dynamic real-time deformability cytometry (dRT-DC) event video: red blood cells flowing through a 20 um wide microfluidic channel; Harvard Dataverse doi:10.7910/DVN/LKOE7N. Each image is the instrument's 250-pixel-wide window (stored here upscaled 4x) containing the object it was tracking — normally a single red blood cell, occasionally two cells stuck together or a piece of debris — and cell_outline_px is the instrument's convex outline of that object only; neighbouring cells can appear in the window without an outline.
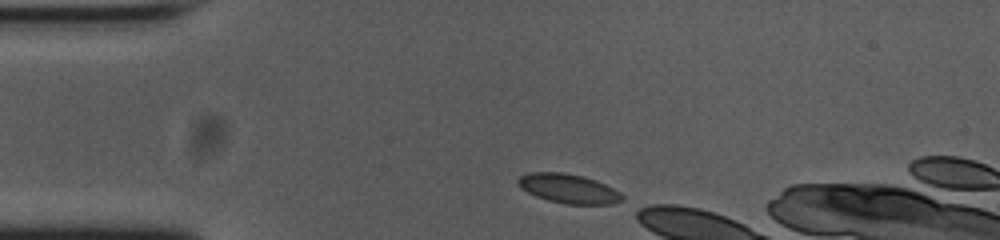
{"species": "common noctule bat (a hibernating species)", "species_latin": "Nyctalus noctula", "temperature_condition": "cold", "stored_images_in_passage": 12, "camera_frame_rate_fps": 3000, "um_per_image_px": 0.085, "animal": {"sex": "female", "body_mass_g": 23.0, "forearm_length_mm": 53.4}, "frame": {"image": 1, "passage_image": 1, "time_ms": 0.0, "image_size_px": [1000, 240], "cell_outline_px": [[624, 200], [612, 204], [564, 204], [548, 200], [536, 196], [528, 192], [516, 184], [516, 180], [520, 176], [528, 172], [564, 172], [584, 176], [596, 180], [620, 192], [624, 196]], "centroid_in_image_um": [48.32, 16.02], "position_along_channel_um": 36.7, "area_um2": 17.92}}
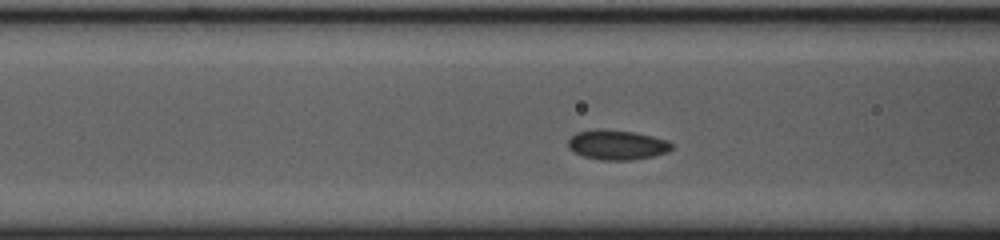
{"frame": {"image": 2, "passage_image": 10, "time_ms": 3.0, "image_size_px": [1000, 240], "cell_outline_px": [[672, 148], [668, 152], [652, 156], [632, 160], [600, 160], [584, 156], [568, 148], [568, 140], [576, 132], [596, 128], [600, 128], [636, 132], [668, 140], [672, 144]], "centroid_in_image_um": [52.44, 12.3], "position_along_channel_um": 114.2, "area_um2": 18.09}}